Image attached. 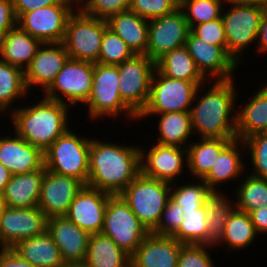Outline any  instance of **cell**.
Masks as SVG:
<instances>
[{
	"label": "cell",
	"instance_id": "obj_56",
	"mask_svg": "<svg viewBox=\"0 0 267 267\" xmlns=\"http://www.w3.org/2000/svg\"><path fill=\"white\" fill-rule=\"evenodd\" d=\"M65 267H88V266L85 265L84 263H78V264H68L65 265Z\"/></svg>",
	"mask_w": 267,
	"mask_h": 267
},
{
	"label": "cell",
	"instance_id": "obj_40",
	"mask_svg": "<svg viewBox=\"0 0 267 267\" xmlns=\"http://www.w3.org/2000/svg\"><path fill=\"white\" fill-rule=\"evenodd\" d=\"M200 182V183H199ZM212 193L209 186L203 181L198 183L179 185L174 188L171 184L170 198L181 206L183 214L194 212L206 203V198Z\"/></svg>",
	"mask_w": 267,
	"mask_h": 267
},
{
	"label": "cell",
	"instance_id": "obj_55",
	"mask_svg": "<svg viewBox=\"0 0 267 267\" xmlns=\"http://www.w3.org/2000/svg\"><path fill=\"white\" fill-rule=\"evenodd\" d=\"M5 207H6V205H5L3 195L0 194V215L2 214V211L5 209Z\"/></svg>",
	"mask_w": 267,
	"mask_h": 267
},
{
	"label": "cell",
	"instance_id": "obj_10",
	"mask_svg": "<svg viewBox=\"0 0 267 267\" xmlns=\"http://www.w3.org/2000/svg\"><path fill=\"white\" fill-rule=\"evenodd\" d=\"M101 233L131 256L150 232L120 195H111Z\"/></svg>",
	"mask_w": 267,
	"mask_h": 267
},
{
	"label": "cell",
	"instance_id": "obj_50",
	"mask_svg": "<svg viewBox=\"0 0 267 267\" xmlns=\"http://www.w3.org/2000/svg\"><path fill=\"white\" fill-rule=\"evenodd\" d=\"M0 267H34L22 259L12 248H4L0 252Z\"/></svg>",
	"mask_w": 267,
	"mask_h": 267
},
{
	"label": "cell",
	"instance_id": "obj_54",
	"mask_svg": "<svg viewBox=\"0 0 267 267\" xmlns=\"http://www.w3.org/2000/svg\"><path fill=\"white\" fill-rule=\"evenodd\" d=\"M232 2H241L246 4H256L267 8V0H226Z\"/></svg>",
	"mask_w": 267,
	"mask_h": 267
},
{
	"label": "cell",
	"instance_id": "obj_17",
	"mask_svg": "<svg viewBox=\"0 0 267 267\" xmlns=\"http://www.w3.org/2000/svg\"><path fill=\"white\" fill-rule=\"evenodd\" d=\"M83 186L84 184L75 177L46 170L38 207L47 218L65 216L70 204Z\"/></svg>",
	"mask_w": 267,
	"mask_h": 267
},
{
	"label": "cell",
	"instance_id": "obj_5",
	"mask_svg": "<svg viewBox=\"0 0 267 267\" xmlns=\"http://www.w3.org/2000/svg\"><path fill=\"white\" fill-rule=\"evenodd\" d=\"M68 129L44 151V167L60 175L75 177L87 185L90 137Z\"/></svg>",
	"mask_w": 267,
	"mask_h": 267
},
{
	"label": "cell",
	"instance_id": "obj_19",
	"mask_svg": "<svg viewBox=\"0 0 267 267\" xmlns=\"http://www.w3.org/2000/svg\"><path fill=\"white\" fill-rule=\"evenodd\" d=\"M110 196L107 192L84 185L65 216L89 235L101 233Z\"/></svg>",
	"mask_w": 267,
	"mask_h": 267
},
{
	"label": "cell",
	"instance_id": "obj_36",
	"mask_svg": "<svg viewBox=\"0 0 267 267\" xmlns=\"http://www.w3.org/2000/svg\"><path fill=\"white\" fill-rule=\"evenodd\" d=\"M24 81V71L0 60V113L11 110V104L17 98H23L28 94Z\"/></svg>",
	"mask_w": 267,
	"mask_h": 267
},
{
	"label": "cell",
	"instance_id": "obj_29",
	"mask_svg": "<svg viewBox=\"0 0 267 267\" xmlns=\"http://www.w3.org/2000/svg\"><path fill=\"white\" fill-rule=\"evenodd\" d=\"M243 107L236 110L237 138L243 141L253 134L267 132V83Z\"/></svg>",
	"mask_w": 267,
	"mask_h": 267
},
{
	"label": "cell",
	"instance_id": "obj_26",
	"mask_svg": "<svg viewBox=\"0 0 267 267\" xmlns=\"http://www.w3.org/2000/svg\"><path fill=\"white\" fill-rule=\"evenodd\" d=\"M239 146L243 148L244 141L238 138L232 140L220 152L209 173L202 179L212 191H220L218 185L242 178V174L246 173Z\"/></svg>",
	"mask_w": 267,
	"mask_h": 267
},
{
	"label": "cell",
	"instance_id": "obj_11",
	"mask_svg": "<svg viewBox=\"0 0 267 267\" xmlns=\"http://www.w3.org/2000/svg\"><path fill=\"white\" fill-rule=\"evenodd\" d=\"M119 94L123 103L138 117L145 109L156 62L147 55H134L117 65Z\"/></svg>",
	"mask_w": 267,
	"mask_h": 267
},
{
	"label": "cell",
	"instance_id": "obj_45",
	"mask_svg": "<svg viewBox=\"0 0 267 267\" xmlns=\"http://www.w3.org/2000/svg\"><path fill=\"white\" fill-rule=\"evenodd\" d=\"M206 244H183L178 257L177 267H216L209 255ZM207 248V249H206Z\"/></svg>",
	"mask_w": 267,
	"mask_h": 267
},
{
	"label": "cell",
	"instance_id": "obj_32",
	"mask_svg": "<svg viewBox=\"0 0 267 267\" xmlns=\"http://www.w3.org/2000/svg\"><path fill=\"white\" fill-rule=\"evenodd\" d=\"M156 69L163 75L179 80L206 82L198 71L186 46L165 53L156 61Z\"/></svg>",
	"mask_w": 267,
	"mask_h": 267
},
{
	"label": "cell",
	"instance_id": "obj_1",
	"mask_svg": "<svg viewBox=\"0 0 267 267\" xmlns=\"http://www.w3.org/2000/svg\"><path fill=\"white\" fill-rule=\"evenodd\" d=\"M141 173L140 146L91 138L87 186L119 195Z\"/></svg>",
	"mask_w": 267,
	"mask_h": 267
},
{
	"label": "cell",
	"instance_id": "obj_16",
	"mask_svg": "<svg viewBox=\"0 0 267 267\" xmlns=\"http://www.w3.org/2000/svg\"><path fill=\"white\" fill-rule=\"evenodd\" d=\"M48 218L39 209L5 207L0 215V245L13 248L19 241L47 231Z\"/></svg>",
	"mask_w": 267,
	"mask_h": 267
},
{
	"label": "cell",
	"instance_id": "obj_12",
	"mask_svg": "<svg viewBox=\"0 0 267 267\" xmlns=\"http://www.w3.org/2000/svg\"><path fill=\"white\" fill-rule=\"evenodd\" d=\"M93 75L94 63L69 58L55 80L43 91L44 97L72 108L85 104L91 93Z\"/></svg>",
	"mask_w": 267,
	"mask_h": 267
},
{
	"label": "cell",
	"instance_id": "obj_39",
	"mask_svg": "<svg viewBox=\"0 0 267 267\" xmlns=\"http://www.w3.org/2000/svg\"><path fill=\"white\" fill-rule=\"evenodd\" d=\"M226 0H179L190 30L198 24L220 19Z\"/></svg>",
	"mask_w": 267,
	"mask_h": 267
},
{
	"label": "cell",
	"instance_id": "obj_3",
	"mask_svg": "<svg viewBox=\"0 0 267 267\" xmlns=\"http://www.w3.org/2000/svg\"><path fill=\"white\" fill-rule=\"evenodd\" d=\"M33 105L10 111L14 132L43 152L69 129L71 106L42 96Z\"/></svg>",
	"mask_w": 267,
	"mask_h": 267
},
{
	"label": "cell",
	"instance_id": "obj_21",
	"mask_svg": "<svg viewBox=\"0 0 267 267\" xmlns=\"http://www.w3.org/2000/svg\"><path fill=\"white\" fill-rule=\"evenodd\" d=\"M47 232L58 246L65 265L83 263L86 258L89 234L66 216L48 218Z\"/></svg>",
	"mask_w": 267,
	"mask_h": 267
},
{
	"label": "cell",
	"instance_id": "obj_27",
	"mask_svg": "<svg viewBox=\"0 0 267 267\" xmlns=\"http://www.w3.org/2000/svg\"><path fill=\"white\" fill-rule=\"evenodd\" d=\"M148 22L135 12L127 10L111 16L108 27L113 30L136 55H146Z\"/></svg>",
	"mask_w": 267,
	"mask_h": 267
},
{
	"label": "cell",
	"instance_id": "obj_24",
	"mask_svg": "<svg viewBox=\"0 0 267 267\" xmlns=\"http://www.w3.org/2000/svg\"><path fill=\"white\" fill-rule=\"evenodd\" d=\"M45 172L43 166L35 171L12 175L2 194L5 205L10 208L38 207Z\"/></svg>",
	"mask_w": 267,
	"mask_h": 267
},
{
	"label": "cell",
	"instance_id": "obj_23",
	"mask_svg": "<svg viewBox=\"0 0 267 267\" xmlns=\"http://www.w3.org/2000/svg\"><path fill=\"white\" fill-rule=\"evenodd\" d=\"M0 138V163L12 175L28 173L44 166V152L17 134Z\"/></svg>",
	"mask_w": 267,
	"mask_h": 267
},
{
	"label": "cell",
	"instance_id": "obj_14",
	"mask_svg": "<svg viewBox=\"0 0 267 267\" xmlns=\"http://www.w3.org/2000/svg\"><path fill=\"white\" fill-rule=\"evenodd\" d=\"M190 28L180 8L148 22L146 55L155 62L165 53L185 46Z\"/></svg>",
	"mask_w": 267,
	"mask_h": 267
},
{
	"label": "cell",
	"instance_id": "obj_15",
	"mask_svg": "<svg viewBox=\"0 0 267 267\" xmlns=\"http://www.w3.org/2000/svg\"><path fill=\"white\" fill-rule=\"evenodd\" d=\"M185 46L198 71L205 79L208 76L207 81L233 79V74L239 65L227 52V47L206 42L197 37L191 30Z\"/></svg>",
	"mask_w": 267,
	"mask_h": 267
},
{
	"label": "cell",
	"instance_id": "obj_25",
	"mask_svg": "<svg viewBox=\"0 0 267 267\" xmlns=\"http://www.w3.org/2000/svg\"><path fill=\"white\" fill-rule=\"evenodd\" d=\"M42 44L16 26L0 37V60L25 71Z\"/></svg>",
	"mask_w": 267,
	"mask_h": 267
},
{
	"label": "cell",
	"instance_id": "obj_41",
	"mask_svg": "<svg viewBox=\"0 0 267 267\" xmlns=\"http://www.w3.org/2000/svg\"><path fill=\"white\" fill-rule=\"evenodd\" d=\"M134 55L125 41L113 30L109 27L105 29L101 41L98 63L103 65H118L132 58Z\"/></svg>",
	"mask_w": 267,
	"mask_h": 267
},
{
	"label": "cell",
	"instance_id": "obj_44",
	"mask_svg": "<svg viewBox=\"0 0 267 267\" xmlns=\"http://www.w3.org/2000/svg\"><path fill=\"white\" fill-rule=\"evenodd\" d=\"M131 0H85L80 9L87 15L108 20L111 16L129 10Z\"/></svg>",
	"mask_w": 267,
	"mask_h": 267
},
{
	"label": "cell",
	"instance_id": "obj_8",
	"mask_svg": "<svg viewBox=\"0 0 267 267\" xmlns=\"http://www.w3.org/2000/svg\"><path fill=\"white\" fill-rule=\"evenodd\" d=\"M119 72L117 65L94 63V75L87 105L89 118L117 117L125 114L129 119L137 116L123 103L119 94Z\"/></svg>",
	"mask_w": 267,
	"mask_h": 267
},
{
	"label": "cell",
	"instance_id": "obj_35",
	"mask_svg": "<svg viewBox=\"0 0 267 267\" xmlns=\"http://www.w3.org/2000/svg\"><path fill=\"white\" fill-rule=\"evenodd\" d=\"M221 191H212L206 198L207 222H208V245L213 246L222 236L229 215L236 208L233 200Z\"/></svg>",
	"mask_w": 267,
	"mask_h": 267
},
{
	"label": "cell",
	"instance_id": "obj_46",
	"mask_svg": "<svg viewBox=\"0 0 267 267\" xmlns=\"http://www.w3.org/2000/svg\"><path fill=\"white\" fill-rule=\"evenodd\" d=\"M183 211L180 205L171 198L168 200L161 219L152 233L157 235L172 236L183 221Z\"/></svg>",
	"mask_w": 267,
	"mask_h": 267
},
{
	"label": "cell",
	"instance_id": "obj_9",
	"mask_svg": "<svg viewBox=\"0 0 267 267\" xmlns=\"http://www.w3.org/2000/svg\"><path fill=\"white\" fill-rule=\"evenodd\" d=\"M107 20L85 14L80 8L67 21L63 44L70 59L98 63Z\"/></svg>",
	"mask_w": 267,
	"mask_h": 267
},
{
	"label": "cell",
	"instance_id": "obj_33",
	"mask_svg": "<svg viewBox=\"0 0 267 267\" xmlns=\"http://www.w3.org/2000/svg\"><path fill=\"white\" fill-rule=\"evenodd\" d=\"M157 116L160 119L158 121L159 136L156 143L165 146L187 148L191 142L188 138L193 135L190 113L167 112Z\"/></svg>",
	"mask_w": 267,
	"mask_h": 267
},
{
	"label": "cell",
	"instance_id": "obj_28",
	"mask_svg": "<svg viewBox=\"0 0 267 267\" xmlns=\"http://www.w3.org/2000/svg\"><path fill=\"white\" fill-rule=\"evenodd\" d=\"M12 249L34 267H65L60 250L47 231L19 241Z\"/></svg>",
	"mask_w": 267,
	"mask_h": 267
},
{
	"label": "cell",
	"instance_id": "obj_42",
	"mask_svg": "<svg viewBox=\"0 0 267 267\" xmlns=\"http://www.w3.org/2000/svg\"><path fill=\"white\" fill-rule=\"evenodd\" d=\"M243 141L253 166V171L249 174L267 179V132L253 134Z\"/></svg>",
	"mask_w": 267,
	"mask_h": 267
},
{
	"label": "cell",
	"instance_id": "obj_2",
	"mask_svg": "<svg viewBox=\"0 0 267 267\" xmlns=\"http://www.w3.org/2000/svg\"><path fill=\"white\" fill-rule=\"evenodd\" d=\"M233 81L234 79L215 80L201 96L198 94L203 86L198 87L193 100L196 104L191 106L189 113L192 131L198 132L200 138H237V109L234 108L237 92ZM233 110L235 114L232 113Z\"/></svg>",
	"mask_w": 267,
	"mask_h": 267
},
{
	"label": "cell",
	"instance_id": "obj_22",
	"mask_svg": "<svg viewBox=\"0 0 267 267\" xmlns=\"http://www.w3.org/2000/svg\"><path fill=\"white\" fill-rule=\"evenodd\" d=\"M183 243L150 232L130 257V267H177Z\"/></svg>",
	"mask_w": 267,
	"mask_h": 267
},
{
	"label": "cell",
	"instance_id": "obj_57",
	"mask_svg": "<svg viewBox=\"0 0 267 267\" xmlns=\"http://www.w3.org/2000/svg\"><path fill=\"white\" fill-rule=\"evenodd\" d=\"M68 1L72 2L73 4H75V6H77L78 8H79L80 5H82L85 2V0H68ZM76 4H78V5H76Z\"/></svg>",
	"mask_w": 267,
	"mask_h": 267
},
{
	"label": "cell",
	"instance_id": "obj_13",
	"mask_svg": "<svg viewBox=\"0 0 267 267\" xmlns=\"http://www.w3.org/2000/svg\"><path fill=\"white\" fill-rule=\"evenodd\" d=\"M77 6L68 0L25 12L17 18V26L42 43H62L67 21Z\"/></svg>",
	"mask_w": 267,
	"mask_h": 267
},
{
	"label": "cell",
	"instance_id": "obj_7",
	"mask_svg": "<svg viewBox=\"0 0 267 267\" xmlns=\"http://www.w3.org/2000/svg\"><path fill=\"white\" fill-rule=\"evenodd\" d=\"M225 4H231L228 12L223 10L221 16L227 39V52L238 65H242L241 53L251 43L257 42L261 18L267 8L232 1H226Z\"/></svg>",
	"mask_w": 267,
	"mask_h": 267
},
{
	"label": "cell",
	"instance_id": "obj_4",
	"mask_svg": "<svg viewBox=\"0 0 267 267\" xmlns=\"http://www.w3.org/2000/svg\"><path fill=\"white\" fill-rule=\"evenodd\" d=\"M140 222L152 232L171 196V184L140 173L120 194Z\"/></svg>",
	"mask_w": 267,
	"mask_h": 267
},
{
	"label": "cell",
	"instance_id": "obj_49",
	"mask_svg": "<svg viewBox=\"0 0 267 267\" xmlns=\"http://www.w3.org/2000/svg\"><path fill=\"white\" fill-rule=\"evenodd\" d=\"M17 18L25 13L41 7L57 4L60 0H12Z\"/></svg>",
	"mask_w": 267,
	"mask_h": 267
},
{
	"label": "cell",
	"instance_id": "obj_48",
	"mask_svg": "<svg viewBox=\"0 0 267 267\" xmlns=\"http://www.w3.org/2000/svg\"><path fill=\"white\" fill-rule=\"evenodd\" d=\"M17 26V16L12 0H0V37Z\"/></svg>",
	"mask_w": 267,
	"mask_h": 267
},
{
	"label": "cell",
	"instance_id": "obj_20",
	"mask_svg": "<svg viewBox=\"0 0 267 267\" xmlns=\"http://www.w3.org/2000/svg\"><path fill=\"white\" fill-rule=\"evenodd\" d=\"M69 55L63 43H43L30 65L24 71V81L29 92L30 87L46 90L55 80Z\"/></svg>",
	"mask_w": 267,
	"mask_h": 267
},
{
	"label": "cell",
	"instance_id": "obj_31",
	"mask_svg": "<svg viewBox=\"0 0 267 267\" xmlns=\"http://www.w3.org/2000/svg\"><path fill=\"white\" fill-rule=\"evenodd\" d=\"M200 139L187 146V168L191 176L198 180L209 173L220 152L234 140L210 137Z\"/></svg>",
	"mask_w": 267,
	"mask_h": 267
},
{
	"label": "cell",
	"instance_id": "obj_38",
	"mask_svg": "<svg viewBox=\"0 0 267 267\" xmlns=\"http://www.w3.org/2000/svg\"><path fill=\"white\" fill-rule=\"evenodd\" d=\"M207 206L204 204L194 212L183 215L179 229L172 235L183 244L208 245Z\"/></svg>",
	"mask_w": 267,
	"mask_h": 267
},
{
	"label": "cell",
	"instance_id": "obj_47",
	"mask_svg": "<svg viewBox=\"0 0 267 267\" xmlns=\"http://www.w3.org/2000/svg\"><path fill=\"white\" fill-rule=\"evenodd\" d=\"M191 31L206 42L220 47H227V39L221 18L195 25Z\"/></svg>",
	"mask_w": 267,
	"mask_h": 267
},
{
	"label": "cell",
	"instance_id": "obj_53",
	"mask_svg": "<svg viewBox=\"0 0 267 267\" xmlns=\"http://www.w3.org/2000/svg\"><path fill=\"white\" fill-rule=\"evenodd\" d=\"M12 174L2 163H0V194H3L4 189L10 181Z\"/></svg>",
	"mask_w": 267,
	"mask_h": 267
},
{
	"label": "cell",
	"instance_id": "obj_51",
	"mask_svg": "<svg viewBox=\"0 0 267 267\" xmlns=\"http://www.w3.org/2000/svg\"><path fill=\"white\" fill-rule=\"evenodd\" d=\"M257 233L267 235V206L248 213Z\"/></svg>",
	"mask_w": 267,
	"mask_h": 267
},
{
	"label": "cell",
	"instance_id": "obj_6",
	"mask_svg": "<svg viewBox=\"0 0 267 267\" xmlns=\"http://www.w3.org/2000/svg\"><path fill=\"white\" fill-rule=\"evenodd\" d=\"M206 83L208 82L172 79L155 69L148 103L137 119L167 112H189L194 105L193 100L198 87Z\"/></svg>",
	"mask_w": 267,
	"mask_h": 267
},
{
	"label": "cell",
	"instance_id": "obj_52",
	"mask_svg": "<svg viewBox=\"0 0 267 267\" xmlns=\"http://www.w3.org/2000/svg\"><path fill=\"white\" fill-rule=\"evenodd\" d=\"M257 51L264 53L267 51V9L264 11V14L261 18L258 37H257Z\"/></svg>",
	"mask_w": 267,
	"mask_h": 267
},
{
	"label": "cell",
	"instance_id": "obj_43",
	"mask_svg": "<svg viewBox=\"0 0 267 267\" xmlns=\"http://www.w3.org/2000/svg\"><path fill=\"white\" fill-rule=\"evenodd\" d=\"M179 8V0H131L130 8L140 17L151 20L171 14Z\"/></svg>",
	"mask_w": 267,
	"mask_h": 267
},
{
	"label": "cell",
	"instance_id": "obj_34",
	"mask_svg": "<svg viewBox=\"0 0 267 267\" xmlns=\"http://www.w3.org/2000/svg\"><path fill=\"white\" fill-rule=\"evenodd\" d=\"M256 236H258V233L250 215L235 208L226 221L222 236L213 246H219L226 242L228 249H246L253 244L252 242L256 240Z\"/></svg>",
	"mask_w": 267,
	"mask_h": 267
},
{
	"label": "cell",
	"instance_id": "obj_18",
	"mask_svg": "<svg viewBox=\"0 0 267 267\" xmlns=\"http://www.w3.org/2000/svg\"><path fill=\"white\" fill-rule=\"evenodd\" d=\"M153 145L149 151L140 147L141 173L174 184L175 179L178 180L182 174L185 162L187 165V148L165 146L160 143Z\"/></svg>",
	"mask_w": 267,
	"mask_h": 267
},
{
	"label": "cell",
	"instance_id": "obj_37",
	"mask_svg": "<svg viewBox=\"0 0 267 267\" xmlns=\"http://www.w3.org/2000/svg\"><path fill=\"white\" fill-rule=\"evenodd\" d=\"M244 180L239 182L235 191L237 200H235L236 209L249 213L260 207L267 206V179L259 178L251 174L243 175Z\"/></svg>",
	"mask_w": 267,
	"mask_h": 267
},
{
	"label": "cell",
	"instance_id": "obj_30",
	"mask_svg": "<svg viewBox=\"0 0 267 267\" xmlns=\"http://www.w3.org/2000/svg\"><path fill=\"white\" fill-rule=\"evenodd\" d=\"M130 255L103 233L91 234L84 264L88 267H130Z\"/></svg>",
	"mask_w": 267,
	"mask_h": 267
}]
</instances>
